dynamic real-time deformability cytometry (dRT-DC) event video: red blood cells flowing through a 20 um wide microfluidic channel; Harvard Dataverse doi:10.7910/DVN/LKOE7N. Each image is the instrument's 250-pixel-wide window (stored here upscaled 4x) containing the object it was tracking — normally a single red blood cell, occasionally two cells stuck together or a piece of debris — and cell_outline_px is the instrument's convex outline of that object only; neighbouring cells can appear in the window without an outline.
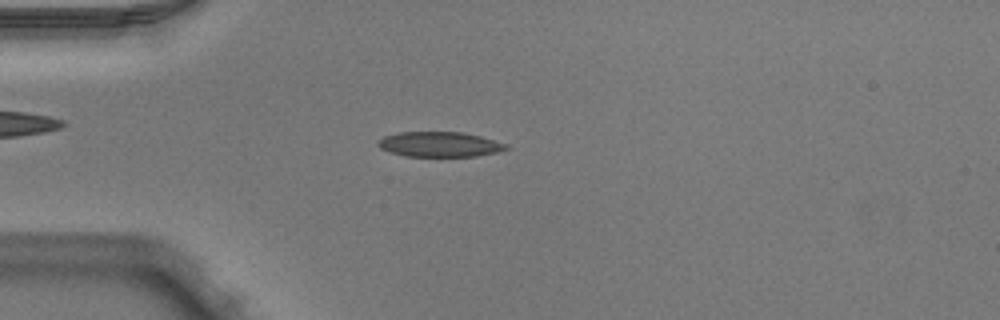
{"species": "Egyptian fruit bat (a non-hibernating species)", "species_latin": "Rousettus aegyptiacus", "temperature_condition": "warm", "stored_images_in_passage": 50, "camera_frame_rate_fps": 3000, "um_per_image_px": 0.085, "animal": {"sex": "male"}, "frame": {"image": 1, "passage_image": 13, "time_ms": 4.0, "image_size_px": [1000, 320], "cell_outline_px": [[512, 148], [496, 152], [476, 156], [404, 156], [380, 148], [376, 144], [376, 140], [384, 136], [400, 132], [464, 132], [480, 136], [508, 144]], "centroid_in_image_um": [37.37, 12.26], "position_along_channel_um": 47.6, "area_um2": 18.79}}
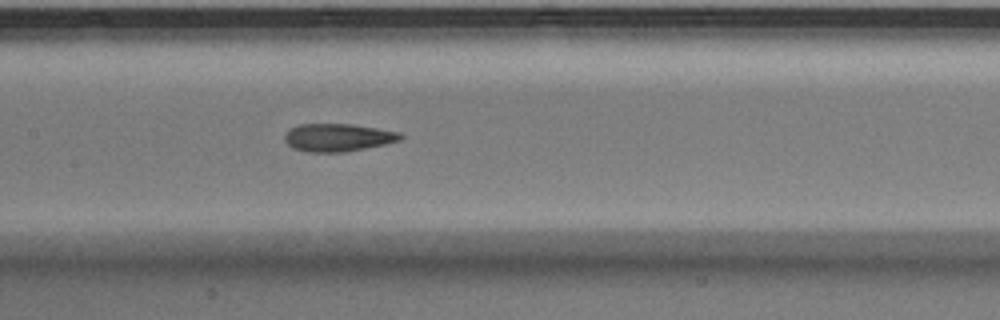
{"frame": {"image": 2, "passage_image": 24, "time_ms": 7.667, "image_size_px": [1000, 320], "cell_outline_px": [[404, 136], [400, 140], [384, 144], [344, 152], [308, 152], [292, 148], [284, 140], [284, 136], [288, 128], [300, 124], [352, 124], [400, 132]], "centroid_in_image_um": [28.68, 11.68], "position_along_channel_um": 178.7, "area_um2": 18.79}}
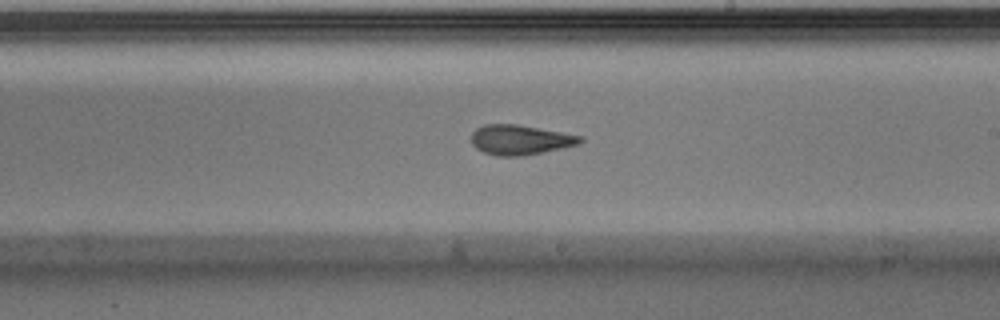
{"frame": {"image": 3, "passage_image": 29, "time_ms": 9.333, "image_size_px": [1000, 320], "cell_outline_px": [[584, 140], [576, 144], [560, 148], [520, 156], [496, 156], [484, 152], [476, 148], [472, 144], [472, 132], [476, 128], [484, 124], [516, 124], [584, 136]], "centroid_in_image_um": [44.18, 11.87], "position_along_channel_um": 244.8, "area_um2": 18.73}, "authors_computed_cell_mechanics": {"area_um2": 18.785, "velocity_mm_per_s": 3.9744, "shape_relaxation_time_tau1_ms": 6.8058, "shape_relaxation_time_tau2_ms": 1.5751, "deformation_change_tau1": 0.2059, "deformation_change_tau2": 0.0873}}